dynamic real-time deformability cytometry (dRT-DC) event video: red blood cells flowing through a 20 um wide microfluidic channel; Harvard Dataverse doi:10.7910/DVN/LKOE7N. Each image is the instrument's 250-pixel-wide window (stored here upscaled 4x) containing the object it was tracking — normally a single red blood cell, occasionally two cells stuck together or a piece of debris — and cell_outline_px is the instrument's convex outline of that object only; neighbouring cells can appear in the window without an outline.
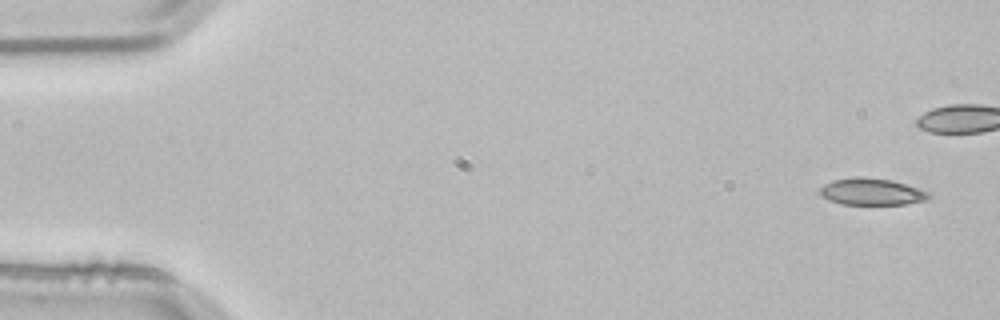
{"species": "common noctule bat (a hibernating species)", "species_latin": "Nyctalus noctula", "temperature_condition": "room temperature", "stored_images_in_passage": 5, "camera_frame_rate_fps": 3000, "um_per_image_px": 0.085, "animal": {"sex": "male", "body_mass_g": 21.5, "forearm_length_mm": 52.0}, "frame": {"image": 1, "passage_image": 1, "time_ms": 0.0, "image_size_px": [1000, 320], "cell_outline_px": [[932, 196], [928, 200], [908, 204], [840, 204], [828, 200], [820, 196], [820, 188], [824, 184], [832, 180], [856, 176], [892, 180], [928, 192]], "centroid_in_image_um": [74.06, 16.3], "position_along_channel_um": 10.9, "area_um2": 17.05}}